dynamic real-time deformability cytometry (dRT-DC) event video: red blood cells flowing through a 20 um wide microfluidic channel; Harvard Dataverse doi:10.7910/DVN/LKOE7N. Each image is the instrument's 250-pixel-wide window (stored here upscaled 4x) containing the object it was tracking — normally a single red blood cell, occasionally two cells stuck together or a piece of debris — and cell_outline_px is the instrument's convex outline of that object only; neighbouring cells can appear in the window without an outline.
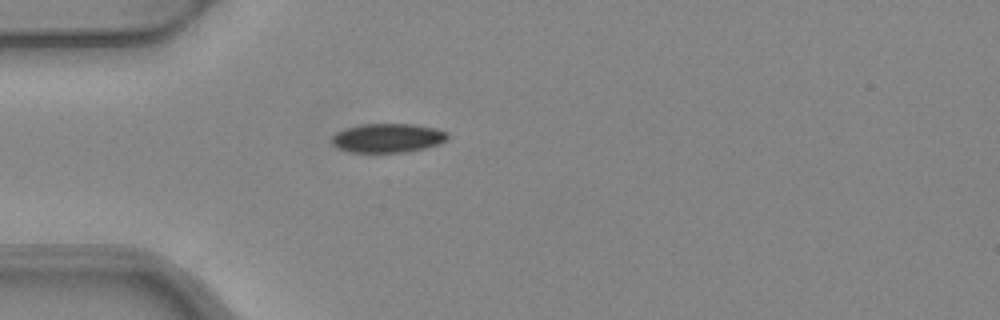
{"species": "common noctule bat (a hibernating species)", "species_latin": "Nyctalus noctula", "temperature_condition": "warm", "stored_images_in_passage": 1, "camera_frame_rate_fps": 3000, "um_per_image_px": 0.085, "animal": {"sex": "female", "body_mass_g": 24.6, "forearm_length_mm": 56.2}, "frame": {"image": 1, "passage_image": 1, "time_ms": 0.0, "image_size_px": [1000, 320], "cell_outline_px": [[448, 136], [440, 144], [424, 148], [404, 152], [348, 152], [336, 148], [332, 144], [332, 136], [336, 132], [344, 128], [360, 124], [412, 124], [436, 128], [448, 132]], "centroid_in_image_um": [32.92, 11.72], "position_along_channel_um": 52.1, "area_um2": 19.71}}